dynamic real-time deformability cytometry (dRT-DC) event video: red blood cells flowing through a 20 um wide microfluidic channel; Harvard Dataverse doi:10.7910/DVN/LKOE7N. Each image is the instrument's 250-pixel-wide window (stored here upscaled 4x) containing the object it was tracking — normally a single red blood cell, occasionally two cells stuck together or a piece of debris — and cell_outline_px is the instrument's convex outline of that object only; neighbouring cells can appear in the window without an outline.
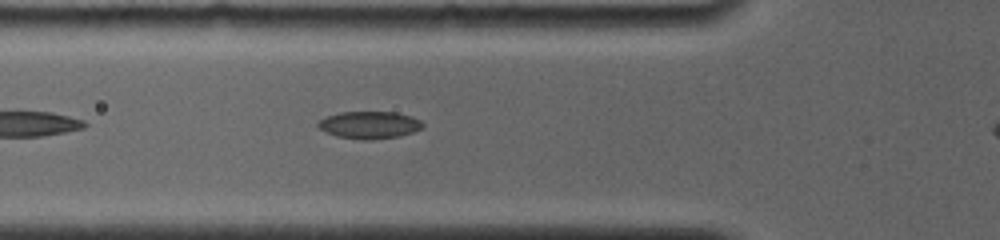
{"species": "common noctule bat (a hibernating species)", "species_latin": "Nyctalus noctula", "temperature_condition": "room temperature", "stored_images_in_passage": 3, "camera_frame_rate_fps": 4000, "um_per_image_px": 0.085, "animal": {"sex": "female", "body_mass_g": 19.0, "forearm_length_mm": 56.7}, "frame": {"image": 1, "passage_image": 3, "time_ms": 2.25, "image_size_px": [1000, 240], "cell_outline_px": [[424, 128], [412, 132], [396, 136], [372, 140], [364, 140], [336, 136], [324, 132], [316, 124], [320, 120], [328, 116], [340, 112], [396, 112], [412, 116], [420, 120], [424, 124]], "centroid_in_image_um": [31.41, 10.62], "position_along_channel_um": 94.4, "area_um2": 16.65}}